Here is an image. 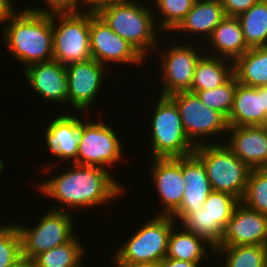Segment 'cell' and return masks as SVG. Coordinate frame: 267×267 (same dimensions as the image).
I'll use <instances>...</instances> for the list:
<instances>
[{
	"label": "cell",
	"mask_w": 267,
	"mask_h": 267,
	"mask_svg": "<svg viewBox=\"0 0 267 267\" xmlns=\"http://www.w3.org/2000/svg\"><path fill=\"white\" fill-rule=\"evenodd\" d=\"M9 267H34L33 260L28 259L27 257L22 256L14 264Z\"/></svg>",
	"instance_id": "obj_41"
},
{
	"label": "cell",
	"mask_w": 267,
	"mask_h": 267,
	"mask_svg": "<svg viewBox=\"0 0 267 267\" xmlns=\"http://www.w3.org/2000/svg\"><path fill=\"white\" fill-rule=\"evenodd\" d=\"M86 122L80 118V140L77 159L73 163L109 170L108 166L124 158L120 137L108 123L99 120Z\"/></svg>",
	"instance_id": "obj_9"
},
{
	"label": "cell",
	"mask_w": 267,
	"mask_h": 267,
	"mask_svg": "<svg viewBox=\"0 0 267 267\" xmlns=\"http://www.w3.org/2000/svg\"><path fill=\"white\" fill-rule=\"evenodd\" d=\"M196 0H152V3L155 2L152 9L157 12L155 15L162 13L160 16H163L160 23L157 24V27L160 31H173L185 18L187 13L193 8V5ZM156 7V8H155ZM157 9L158 11H156Z\"/></svg>",
	"instance_id": "obj_30"
},
{
	"label": "cell",
	"mask_w": 267,
	"mask_h": 267,
	"mask_svg": "<svg viewBox=\"0 0 267 267\" xmlns=\"http://www.w3.org/2000/svg\"><path fill=\"white\" fill-rule=\"evenodd\" d=\"M23 71L25 81L42 99L65 106L68 104L66 65L52 59L29 65Z\"/></svg>",
	"instance_id": "obj_16"
},
{
	"label": "cell",
	"mask_w": 267,
	"mask_h": 267,
	"mask_svg": "<svg viewBox=\"0 0 267 267\" xmlns=\"http://www.w3.org/2000/svg\"><path fill=\"white\" fill-rule=\"evenodd\" d=\"M113 263L114 267H160V264L149 263V262H136V263L113 262Z\"/></svg>",
	"instance_id": "obj_39"
},
{
	"label": "cell",
	"mask_w": 267,
	"mask_h": 267,
	"mask_svg": "<svg viewBox=\"0 0 267 267\" xmlns=\"http://www.w3.org/2000/svg\"><path fill=\"white\" fill-rule=\"evenodd\" d=\"M233 63L238 83L255 88L267 86V46L250 48Z\"/></svg>",
	"instance_id": "obj_25"
},
{
	"label": "cell",
	"mask_w": 267,
	"mask_h": 267,
	"mask_svg": "<svg viewBox=\"0 0 267 267\" xmlns=\"http://www.w3.org/2000/svg\"><path fill=\"white\" fill-rule=\"evenodd\" d=\"M225 17L220 0H196L193 8L173 32L190 33L189 36L196 33L199 37L207 36L208 39Z\"/></svg>",
	"instance_id": "obj_22"
},
{
	"label": "cell",
	"mask_w": 267,
	"mask_h": 267,
	"mask_svg": "<svg viewBox=\"0 0 267 267\" xmlns=\"http://www.w3.org/2000/svg\"><path fill=\"white\" fill-rule=\"evenodd\" d=\"M44 2L45 5H47L48 7L45 6V8L41 7L38 8L30 6V8L44 13H54V12H80L83 11V9L81 8H83L84 6V0H44Z\"/></svg>",
	"instance_id": "obj_35"
},
{
	"label": "cell",
	"mask_w": 267,
	"mask_h": 267,
	"mask_svg": "<svg viewBox=\"0 0 267 267\" xmlns=\"http://www.w3.org/2000/svg\"><path fill=\"white\" fill-rule=\"evenodd\" d=\"M238 245L267 246V215L248 208L242 202L226 222L214 251L221 246Z\"/></svg>",
	"instance_id": "obj_14"
},
{
	"label": "cell",
	"mask_w": 267,
	"mask_h": 267,
	"mask_svg": "<svg viewBox=\"0 0 267 267\" xmlns=\"http://www.w3.org/2000/svg\"><path fill=\"white\" fill-rule=\"evenodd\" d=\"M174 225L168 240L167 254L165 258L184 260L189 262H202L203 257H208L206 249L214 253V248L204 238L186 231L183 228L176 231ZM180 231V232H179ZM208 246V248H206Z\"/></svg>",
	"instance_id": "obj_24"
},
{
	"label": "cell",
	"mask_w": 267,
	"mask_h": 267,
	"mask_svg": "<svg viewBox=\"0 0 267 267\" xmlns=\"http://www.w3.org/2000/svg\"><path fill=\"white\" fill-rule=\"evenodd\" d=\"M200 264L201 262H189L184 260L164 258L160 262V267H200Z\"/></svg>",
	"instance_id": "obj_38"
},
{
	"label": "cell",
	"mask_w": 267,
	"mask_h": 267,
	"mask_svg": "<svg viewBox=\"0 0 267 267\" xmlns=\"http://www.w3.org/2000/svg\"><path fill=\"white\" fill-rule=\"evenodd\" d=\"M262 126L267 129V110L264 113V118H263Z\"/></svg>",
	"instance_id": "obj_43"
},
{
	"label": "cell",
	"mask_w": 267,
	"mask_h": 267,
	"mask_svg": "<svg viewBox=\"0 0 267 267\" xmlns=\"http://www.w3.org/2000/svg\"><path fill=\"white\" fill-rule=\"evenodd\" d=\"M177 225L170 215H155L113 251V262L160 264L166 257L171 229Z\"/></svg>",
	"instance_id": "obj_7"
},
{
	"label": "cell",
	"mask_w": 267,
	"mask_h": 267,
	"mask_svg": "<svg viewBox=\"0 0 267 267\" xmlns=\"http://www.w3.org/2000/svg\"><path fill=\"white\" fill-rule=\"evenodd\" d=\"M241 202L248 208L267 215V170L252 169Z\"/></svg>",
	"instance_id": "obj_32"
},
{
	"label": "cell",
	"mask_w": 267,
	"mask_h": 267,
	"mask_svg": "<svg viewBox=\"0 0 267 267\" xmlns=\"http://www.w3.org/2000/svg\"><path fill=\"white\" fill-rule=\"evenodd\" d=\"M76 235L68 242L42 252L33 259L34 267H83L85 247Z\"/></svg>",
	"instance_id": "obj_26"
},
{
	"label": "cell",
	"mask_w": 267,
	"mask_h": 267,
	"mask_svg": "<svg viewBox=\"0 0 267 267\" xmlns=\"http://www.w3.org/2000/svg\"><path fill=\"white\" fill-rule=\"evenodd\" d=\"M151 116L153 158H178L194 153L196 146L187 137L179 109L169 96L159 95Z\"/></svg>",
	"instance_id": "obj_5"
},
{
	"label": "cell",
	"mask_w": 267,
	"mask_h": 267,
	"mask_svg": "<svg viewBox=\"0 0 267 267\" xmlns=\"http://www.w3.org/2000/svg\"><path fill=\"white\" fill-rule=\"evenodd\" d=\"M207 51L195 67L194 78L189 91L191 93L195 94L198 91L219 87L234 75L233 61L208 55Z\"/></svg>",
	"instance_id": "obj_23"
},
{
	"label": "cell",
	"mask_w": 267,
	"mask_h": 267,
	"mask_svg": "<svg viewBox=\"0 0 267 267\" xmlns=\"http://www.w3.org/2000/svg\"><path fill=\"white\" fill-rule=\"evenodd\" d=\"M150 163L154 188L160 196L162 212L158 215H171L183 199L185 184L183 182L182 157L152 158Z\"/></svg>",
	"instance_id": "obj_15"
},
{
	"label": "cell",
	"mask_w": 267,
	"mask_h": 267,
	"mask_svg": "<svg viewBox=\"0 0 267 267\" xmlns=\"http://www.w3.org/2000/svg\"><path fill=\"white\" fill-rule=\"evenodd\" d=\"M44 133L47 148L61 160L74 162L77 159L80 140V118L65 113L54 117Z\"/></svg>",
	"instance_id": "obj_19"
},
{
	"label": "cell",
	"mask_w": 267,
	"mask_h": 267,
	"mask_svg": "<svg viewBox=\"0 0 267 267\" xmlns=\"http://www.w3.org/2000/svg\"><path fill=\"white\" fill-rule=\"evenodd\" d=\"M241 201L233 195L212 191L203 207L210 215V225H212L221 235L223 233L226 222L232 217L234 209Z\"/></svg>",
	"instance_id": "obj_29"
},
{
	"label": "cell",
	"mask_w": 267,
	"mask_h": 267,
	"mask_svg": "<svg viewBox=\"0 0 267 267\" xmlns=\"http://www.w3.org/2000/svg\"><path fill=\"white\" fill-rule=\"evenodd\" d=\"M177 220L184 230L204 238L213 248L221 239V234L210 225V215L204 207L200 211L183 214Z\"/></svg>",
	"instance_id": "obj_33"
},
{
	"label": "cell",
	"mask_w": 267,
	"mask_h": 267,
	"mask_svg": "<svg viewBox=\"0 0 267 267\" xmlns=\"http://www.w3.org/2000/svg\"><path fill=\"white\" fill-rule=\"evenodd\" d=\"M237 18L249 48L267 46V0H259Z\"/></svg>",
	"instance_id": "obj_27"
},
{
	"label": "cell",
	"mask_w": 267,
	"mask_h": 267,
	"mask_svg": "<svg viewBox=\"0 0 267 267\" xmlns=\"http://www.w3.org/2000/svg\"><path fill=\"white\" fill-rule=\"evenodd\" d=\"M264 113L263 86L255 88L238 83L227 118L229 127L262 126Z\"/></svg>",
	"instance_id": "obj_20"
},
{
	"label": "cell",
	"mask_w": 267,
	"mask_h": 267,
	"mask_svg": "<svg viewBox=\"0 0 267 267\" xmlns=\"http://www.w3.org/2000/svg\"><path fill=\"white\" fill-rule=\"evenodd\" d=\"M53 59L63 65L88 61L90 10L52 13Z\"/></svg>",
	"instance_id": "obj_6"
},
{
	"label": "cell",
	"mask_w": 267,
	"mask_h": 267,
	"mask_svg": "<svg viewBox=\"0 0 267 267\" xmlns=\"http://www.w3.org/2000/svg\"><path fill=\"white\" fill-rule=\"evenodd\" d=\"M208 142L196 146L194 154L205 166L212 190L229 193L241 201L252 169L225 142Z\"/></svg>",
	"instance_id": "obj_4"
},
{
	"label": "cell",
	"mask_w": 267,
	"mask_h": 267,
	"mask_svg": "<svg viewBox=\"0 0 267 267\" xmlns=\"http://www.w3.org/2000/svg\"><path fill=\"white\" fill-rule=\"evenodd\" d=\"M41 217L32 228L17 224L22 242V256L30 260L77 235L71 212L49 209Z\"/></svg>",
	"instance_id": "obj_8"
},
{
	"label": "cell",
	"mask_w": 267,
	"mask_h": 267,
	"mask_svg": "<svg viewBox=\"0 0 267 267\" xmlns=\"http://www.w3.org/2000/svg\"><path fill=\"white\" fill-rule=\"evenodd\" d=\"M15 12L2 30L6 51L24 67L52 60V13L28 6Z\"/></svg>",
	"instance_id": "obj_2"
},
{
	"label": "cell",
	"mask_w": 267,
	"mask_h": 267,
	"mask_svg": "<svg viewBox=\"0 0 267 267\" xmlns=\"http://www.w3.org/2000/svg\"><path fill=\"white\" fill-rule=\"evenodd\" d=\"M70 165V170L38 184L40 193L57 200L62 206L65 204L60 208L56 205L51 207L53 210L71 212L68 211L71 208L75 211L84 208L85 211V208L109 204L111 200L127 192L126 187L115 180L111 170L74 163Z\"/></svg>",
	"instance_id": "obj_1"
},
{
	"label": "cell",
	"mask_w": 267,
	"mask_h": 267,
	"mask_svg": "<svg viewBox=\"0 0 267 267\" xmlns=\"http://www.w3.org/2000/svg\"><path fill=\"white\" fill-rule=\"evenodd\" d=\"M263 102H264V110H267V86H263Z\"/></svg>",
	"instance_id": "obj_42"
},
{
	"label": "cell",
	"mask_w": 267,
	"mask_h": 267,
	"mask_svg": "<svg viewBox=\"0 0 267 267\" xmlns=\"http://www.w3.org/2000/svg\"><path fill=\"white\" fill-rule=\"evenodd\" d=\"M136 0H114L100 5L95 12L121 38L127 40L144 58L161 43L159 23L151 4ZM157 21V23H156ZM158 31V32H157ZM157 44V45H156Z\"/></svg>",
	"instance_id": "obj_3"
},
{
	"label": "cell",
	"mask_w": 267,
	"mask_h": 267,
	"mask_svg": "<svg viewBox=\"0 0 267 267\" xmlns=\"http://www.w3.org/2000/svg\"><path fill=\"white\" fill-rule=\"evenodd\" d=\"M113 0H84V9L86 10H96L100 5L112 2Z\"/></svg>",
	"instance_id": "obj_40"
},
{
	"label": "cell",
	"mask_w": 267,
	"mask_h": 267,
	"mask_svg": "<svg viewBox=\"0 0 267 267\" xmlns=\"http://www.w3.org/2000/svg\"><path fill=\"white\" fill-rule=\"evenodd\" d=\"M207 41L209 44L212 43L210 47L213 48L208 55L233 62L250 49L244 40L242 27L237 17L226 16L216 26Z\"/></svg>",
	"instance_id": "obj_21"
},
{
	"label": "cell",
	"mask_w": 267,
	"mask_h": 267,
	"mask_svg": "<svg viewBox=\"0 0 267 267\" xmlns=\"http://www.w3.org/2000/svg\"><path fill=\"white\" fill-rule=\"evenodd\" d=\"M259 0H220L225 15L230 17H238L248 11Z\"/></svg>",
	"instance_id": "obj_36"
},
{
	"label": "cell",
	"mask_w": 267,
	"mask_h": 267,
	"mask_svg": "<svg viewBox=\"0 0 267 267\" xmlns=\"http://www.w3.org/2000/svg\"><path fill=\"white\" fill-rule=\"evenodd\" d=\"M169 97L176 103L183 129L195 146L207 144V137H214L220 133L227 134L229 129L227 118L203 104L196 94L189 91L177 92Z\"/></svg>",
	"instance_id": "obj_11"
},
{
	"label": "cell",
	"mask_w": 267,
	"mask_h": 267,
	"mask_svg": "<svg viewBox=\"0 0 267 267\" xmlns=\"http://www.w3.org/2000/svg\"><path fill=\"white\" fill-rule=\"evenodd\" d=\"M214 253L225 257L221 267H267V246H221Z\"/></svg>",
	"instance_id": "obj_28"
},
{
	"label": "cell",
	"mask_w": 267,
	"mask_h": 267,
	"mask_svg": "<svg viewBox=\"0 0 267 267\" xmlns=\"http://www.w3.org/2000/svg\"><path fill=\"white\" fill-rule=\"evenodd\" d=\"M185 191L181 205L170 215L175 221L189 212L202 209L208 195L213 191L202 161L193 153L182 157Z\"/></svg>",
	"instance_id": "obj_17"
},
{
	"label": "cell",
	"mask_w": 267,
	"mask_h": 267,
	"mask_svg": "<svg viewBox=\"0 0 267 267\" xmlns=\"http://www.w3.org/2000/svg\"><path fill=\"white\" fill-rule=\"evenodd\" d=\"M193 42L172 44L170 47L156 48L154 52L160 59L162 88L161 96H170L177 92L190 91L194 78V71L199 59L204 55L202 49L198 48ZM167 49V50H166ZM160 50V51H159ZM202 51V52H201ZM203 53V54H202Z\"/></svg>",
	"instance_id": "obj_10"
},
{
	"label": "cell",
	"mask_w": 267,
	"mask_h": 267,
	"mask_svg": "<svg viewBox=\"0 0 267 267\" xmlns=\"http://www.w3.org/2000/svg\"><path fill=\"white\" fill-rule=\"evenodd\" d=\"M13 3L12 0H0V24L4 25L3 23H5L6 25L11 15L16 11Z\"/></svg>",
	"instance_id": "obj_37"
},
{
	"label": "cell",
	"mask_w": 267,
	"mask_h": 267,
	"mask_svg": "<svg viewBox=\"0 0 267 267\" xmlns=\"http://www.w3.org/2000/svg\"><path fill=\"white\" fill-rule=\"evenodd\" d=\"M90 51L92 59L106 66L109 62L142 65L145 58L125 39L116 34L107 23L90 10Z\"/></svg>",
	"instance_id": "obj_12"
},
{
	"label": "cell",
	"mask_w": 267,
	"mask_h": 267,
	"mask_svg": "<svg viewBox=\"0 0 267 267\" xmlns=\"http://www.w3.org/2000/svg\"><path fill=\"white\" fill-rule=\"evenodd\" d=\"M237 84V78L233 75L223 85L210 90L198 91L195 94L207 107L222 113L228 118L233 108L234 93Z\"/></svg>",
	"instance_id": "obj_31"
},
{
	"label": "cell",
	"mask_w": 267,
	"mask_h": 267,
	"mask_svg": "<svg viewBox=\"0 0 267 267\" xmlns=\"http://www.w3.org/2000/svg\"><path fill=\"white\" fill-rule=\"evenodd\" d=\"M22 257V242L17 223L0 225V267H9Z\"/></svg>",
	"instance_id": "obj_34"
},
{
	"label": "cell",
	"mask_w": 267,
	"mask_h": 267,
	"mask_svg": "<svg viewBox=\"0 0 267 267\" xmlns=\"http://www.w3.org/2000/svg\"><path fill=\"white\" fill-rule=\"evenodd\" d=\"M230 133V134H229ZM226 146L251 169L267 167V129L263 126L229 127Z\"/></svg>",
	"instance_id": "obj_18"
},
{
	"label": "cell",
	"mask_w": 267,
	"mask_h": 267,
	"mask_svg": "<svg viewBox=\"0 0 267 267\" xmlns=\"http://www.w3.org/2000/svg\"><path fill=\"white\" fill-rule=\"evenodd\" d=\"M106 67L94 59L66 65L68 105L76 112H84L97 99L105 80Z\"/></svg>",
	"instance_id": "obj_13"
}]
</instances>
